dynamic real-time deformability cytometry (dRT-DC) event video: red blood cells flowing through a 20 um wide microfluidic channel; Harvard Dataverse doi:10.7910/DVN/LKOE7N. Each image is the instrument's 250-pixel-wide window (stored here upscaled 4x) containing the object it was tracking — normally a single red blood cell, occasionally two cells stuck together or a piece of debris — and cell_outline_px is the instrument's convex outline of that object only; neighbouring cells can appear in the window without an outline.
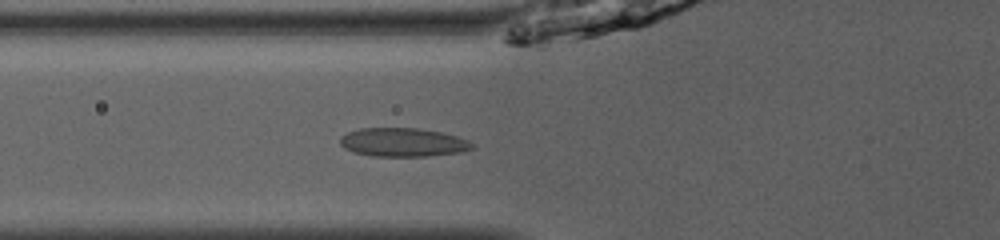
{"species": "common noctule bat (a hibernating species)", "species_latin": "Nyctalus noctula", "temperature_condition": "room temperature", "stored_images_in_passage": 35, "camera_frame_rate_fps": 3000, "um_per_image_px": 0.085, "animal": {"sex": "male", "body_mass_g": 13.0, "forearm_length_mm": 53.1}, "frame": {"image": 1, "passage_image": 5, "time_ms": 1.333, "image_size_px": [1000, 240], "cell_outline_px": [[472, 148], [460, 152], [428, 156], [372, 156], [352, 152], [344, 148], [340, 144], [340, 136], [348, 132], [360, 128], [416, 128], [440, 132], [456, 136], [468, 140], [472, 144]], "centroid_in_image_um": [34.19, 12.1], "position_along_channel_um": 91.6, "area_um2": 21.96}}
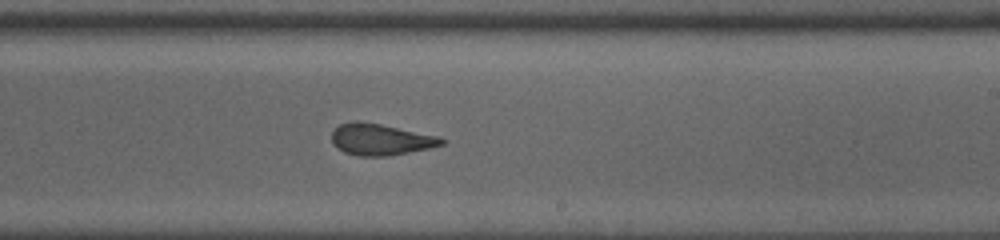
{"frame": {"image": 2, "passage_image": 17, "time_ms": 5.333, "image_size_px": [1000, 240], "cell_outline_px": [[448, 140], [444, 144], [428, 148], [392, 156], [356, 156], [344, 152], [332, 144], [332, 132], [340, 124], [356, 120], [380, 124], [440, 136]], "centroid_in_image_um": [32.37, 11.86], "position_along_channel_um": 256.6, "area_um2": 20.29}}
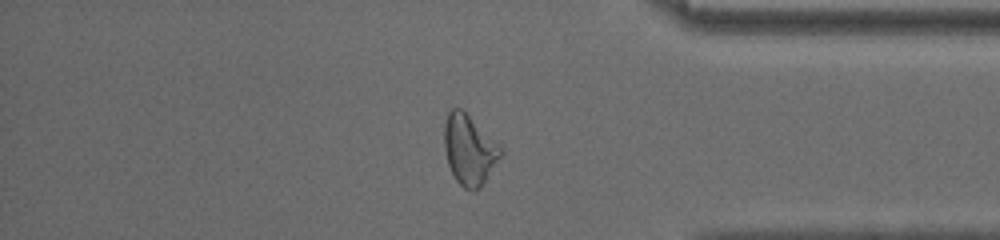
{"frame": {"image": 3, "passage_image": 28, "time_ms": 9.0, "image_size_px": [1000, 240], "cell_outline_px": [[504, 152], [480, 188], [472, 192], [464, 188], [456, 180], [448, 164], [444, 148], [444, 124], [448, 112], [452, 108], [460, 108]], "centroid_in_image_um": [39.85, 12.78], "position_along_channel_um": 395.4, "area_um2": 22.37}, "authors_computed_cell_mechanics": {"area_um2": 20.808, "velocity_mm_per_s": 4.1048, "shape_relaxation_time_tau1_ms": 6.6985, "shape_relaxation_time_tau2_ms": 1.4148, "deformation_change_tau1": 0.1812, "deformation_change_tau2": 0.0811}}